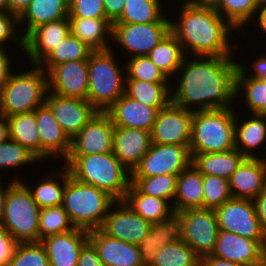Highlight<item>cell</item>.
<instances>
[{
	"label": "cell",
	"mask_w": 266,
	"mask_h": 266,
	"mask_svg": "<svg viewBox=\"0 0 266 266\" xmlns=\"http://www.w3.org/2000/svg\"><path fill=\"white\" fill-rule=\"evenodd\" d=\"M235 57L186 56L171 82L176 78L170 86L171 102L193 112L238 106L234 103Z\"/></svg>",
	"instance_id": "6da1fadb"
},
{
	"label": "cell",
	"mask_w": 266,
	"mask_h": 266,
	"mask_svg": "<svg viewBox=\"0 0 266 266\" xmlns=\"http://www.w3.org/2000/svg\"><path fill=\"white\" fill-rule=\"evenodd\" d=\"M181 4L180 19H170V31L178 39L186 56L237 55L234 50L236 44L231 41L232 32L236 29L215 8L197 6L186 0Z\"/></svg>",
	"instance_id": "7a4b0ae2"
},
{
	"label": "cell",
	"mask_w": 266,
	"mask_h": 266,
	"mask_svg": "<svg viewBox=\"0 0 266 266\" xmlns=\"http://www.w3.org/2000/svg\"><path fill=\"white\" fill-rule=\"evenodd\" d=\"M64 166L76 180L123 200L131 184V171L113 154L68 155Z\"/></svg>",
	"instance_id": "3957f363"
},
{
	"label": "cell",
	"mask_w": 266,
	"mask_h": 266,
	"mask_svg": "<svg viewBox=\"0 0 266 266\" xmlns=\"http://www.w3.org/2000/svg\"><path fill=\"white\" fill-rule=\"evenodd\" d=\"M116 200L103 190L72 177L66 167L62 207L75 228L87 231L100 229Z\"/></svg>",
	"instance_id": "277c9868"
},
{
	"label": "cell",
	"mask_w": 266,
	"mask_h": 266,
	"mask_svg": "<svg viewBox=\"0 0 266 266\" xmlns=\"http://www.w3.org/2000/svg\"><path fill=\"white\" fill-rule=\"evenodd\" d=\"M235 107L194 111L190 153H218L235 149Z\"/></svg>",
	"instance_id": "5b68a950"
},
{
	"label": "cell",
	"mask_w": 266,
	"mask_h": 266,
	"mask_svg": "<svg viewBox=\"0 0 266 266\" xmlns=\"http://www.w3.org/2000/svg\"><path fill=\"white\" fill-rule=\"evenodd\" d=\"M115 51L113 47L92 51L88 58L87 101L99 112L107 111L124 94L125 64L120 68Z\"/></svg>",
	"instance_id": "8992f818"
},
{
	"label": "cell",
	"mask_w": 266,
	"mask_h": 266,
	"mask_svg": "<svg viewBox=\"0 0 266 266\" xmlns=\"http://www.w3.org/2000/svg\"><path fill=\"white\" fill-rule=\"evenodd\" d=\"M48 92L47 73L39 66L12 73L0 88V115L10 117L35 111L45 104Z\"/></svg>",
	"instance_id": "52a82bcc"
},
{
	"label": "cell",
	"mask_w": 266,
	"mask_h": 266,
	"mask_svg": "<svg viewBox=\"0 0 266 266\" xmlns=\"http://www.w3.org/2000/svg\"><path fill=\"white\" fill-rule=\"evenodd\" d=\"M8 184L5 199L3 226L18 242H39L40 207L28 187L16 176ZM18 177V178H17ZM21 178V179H20Z\"/></svg>",
	"instance_id": "ba28073f"
},
{
	"label": "cell",
	"mask_w": 266,
	"mask_h": 266,
	"mask_svg": "<svg viewBox=\"0 0 266 266\" xmlns=\"http://www.w3.org/2000/svg\"><path fill=\"white\" fill-rule=\"evenodd\" d=\"M189 146L152 143L149 151L131 172V178H146L167 174L178 176L192 163Z\"/></svg>",
	"instance_id": "9c48e42d"
},
{
	"label": "cell",
	"mask_w": 266,
	"mask_h": 266,
	"mask_svg": "<svg viewBox=\"0 0 266 266\" xmlns=\"http://www.w3.org/2000/svg\"><path fill=\"white\" fill-rule=\"evenodd\" d=\"M183 224V241L202 259L214 251L219 225L214 209L178 211Z\"/></svg>",
	"instance_id": "30bf717a"
},
{
	"label": "cell",
	"mask_w": 266,
	"mask_h": 266,
	"mask_svg": "<svg viewBox=\"0 0 266 266\" xmlns=\"http://www.w3.org/2000/svg\"><path fill=\"white\" fill-rule=\"evenodd\" d=\"M219 230L260 241L266 247L264 235L257 215L255 202L231 197L215 209Z\"/></svg>",
	"instance_id": "8fae6325"
},
{
	"label": "cell",
	"mask_w": 266,
	"mask_h": 266,
	"mask_svg": "<svg viewBox=\"0 0 266 266\" xmlns=\"http://www.w3.org/2000/svg\"><path fill=\"white\" fill-rule=\"evenodd\" d=\"M169 31L170 22L112 24V43L126 51L127 58L147 56Z\"/></svg>",
	"instance_id": "7c38bea8"
},
{
	"label": "cell",
	"mask_w": 266,
	"mask_h": 266,
	"mask_svg": "<svg viewBox=\"0 0 266 266\" xmlns=\"http://www.w3.org/2000/svg\"><path fill=\"white\" fill-rule=\"evenodd\" d=\"M193 111L171 101L157 112L151 141L165 145H190Z\"/></svg>",
	"instance_id": "4fadbf2b"
},
{
	"label": "cell",
	"mask_w": 266,
	"mask_h": 266,
	"mask_svg": "<svg viewBox=\"0 0 266 266\" xmlns=\"http://www.w3.org/2000/svg\"><path fill=\"white\" fill-rule=\"evenodd\" d=\"M150 228L151 222L135 213L124 200H116L100 229L113 238L138 245Z\"/></svg>",
	"instance_id": "5bb4252c"
},
{
	"label": "cell",
	"mask_w": 266,
	"mask_h": 266,
	"mask_svg": "<svg viewBox=\"0 0 266 266\" xmlns=\"http://www.w3.org/2000/svg\"><path fill=\"white\" fill-rule=\"evenodd\" d=\"M45 104L59 125L72 139L99 111L87 100L47 92Z\"/></svg>",
	"instance_id": "9a60e30c"
},
{
	"label": "cell",
	"mask_w": 266,
	"mask_h": 266,
	"mask_svg": "<svg viewBox=\"0 0 266 266\" xmlns=\"http://www.w3.org/2000/svg\"><path fill=\"white\" fill-rule=\"evenodd\" d=\"M115 126L106 112H98L71 139L69 155H92L113 152Z\"/></svg>",
	"instance_id": "2e32d148"
},
{
	"label": "cell",
	"mask_w": 266,
	"mask_h": 266,
	"mask_svg": "<svg viewBox=\"0 0 266 266\" xmlns=\"http://www.w3.org/2000/svg\"><path fill=\"white\" fill-rule=\"evenodd\" d=\"M48 91L62 96L87 100L88 59L64 62L48 72Z\"/></svg>",
	"instance_id": "e0dca14e"
},
{
	"label": "cell",
	"mask_w": 266,
	"mask_h": 266,
	"mask_svg": "<svg viewBox=\"0 0 266 266\" xmlns=\"http://www.w3.org/2000/svg\"><path fill=\"white\" fill-rule=\"evenodd\" d=\"M70 33L68 18L45 23L33 28L24 37L23 53L30 64L38 65ZM32 64V65H31Z\"/></svg>",
	"instance_id": "ac0fdd59"
},
{
	"label": "cell",
	"mask_w": 266,
	"mask_h": 266,
	"mask_svg": "<svg viewBox=\"0 0 266 266\" xmlns=\"http://www.w3.org/2000/svg\"><path fill=\"white\" fill-rule=\"evenodd\" d=\"M211 255L243 266H258L266 255V247L258 240L219 230Z\"/></svg>",
	"instance_id": "d6986e66"
},
{
	"label": "cell",
	"mask_w": 266,
	"mask_h": 266,
	"mask_svg": "<svg viewBox=\"0 0 266 266\" xmlns=\"http://www.w3.org/2000/svg\"><path fill=\"white\" fill-rule=\"evenodd\" d=\"M36 122L40 135V160H57L63 157L65 161L70 153L71 139L46 104L36 109Z\"/></svg>",
	"instance_id": "ffe728a7"
},
{
	"label": "cell",
	"mask_w": 266,
	"mask_h": 266,
	"mask_svg": "<svg viewBox=\"0 0 266 266\" xmlns=\"http://www.w3.org/2000/svg\"><path fill=\"white\" fill-rule=\"evenodd\" d=\"M183 241V224L178 211H172L160 221L152 222L150 232L138 244L143 266H151L156 253L173 242Z\"/></svg>",
	"instance_id": "44dd1931"
},
{
	"label": "cell",
	"mask_w": 266,
	"mask_h": 266,
	"mask_svg": "<svg viewBox=\"0 0 266 266\" xmlns=\"http://www.w3.org/2000/svg\"><path fill=\"white\" fill-rule=\"evenodd\" d=\"M89 240V231L75 228L42 239L50 266H77L81 247Z\"/></svg>",
	"instance_id": "7402d4cb"
},
{
	"label": "cell",
	"mask_w": 266,
	"mask_h": 266,
	"mask_svg": "<svg viewBox=\"0 0 266 266\" xmlns=\"http://www.w3.org/2000/svg\"><path fill=\"white\" fill-rule=\"evenodd\" d=\"M151 144L149 131L124 127L114 129L113 154L131 172L149 151Z\"/></svg>",
	"instance_id": "603a6c76"
},
{
	"label": "cell",
	"mask_w": 266,
	"mask_h": 266,
	"mask_svg": "<svg viewBox=\"0 0 266 266\" xmlns=\"http://www.w3.org/2000/svg\"><path fill=\"white\" fill-rule=\"evenodd\" d=\"M89 240L105 266H143L138 245L113 238L101 229L89 231Z\"/></svg>",
	"instance_id": "cb8c5ba5"
},
{
	"label": "cell",
	"mask_w": 266,
	"mask_h": 266,
	"mask_svg": "<svg viewBox=\"0 0 266 266\" xmlns=\"http://www.w3.org/2000/svg\"><path fill=\"white\" fill-rule=\"evenodd\" d=\"M105 112L115 127L138 128L151 132L158 110L123 94Z\"/></svg>",
	"instance_id": "d4e9b609"
},
{
	"label": "cell",
	"mask_w": 266,
	"mask_h": 266,
	"mask_svg": "<svg viewBox=\"0 0 266 266\" xmlns=\"http://www.w3.org/2000/svg\"><path fill=\"white\" fill-rule=\"evenodd\" d=\"M266 187V165L259 158L246 157L229 179L234 198L255 200Z\"/></svg>",
	"instance_id": "484cf974"
},
{
	"label": "cell",
	"mask_w": 266,
	"mask_h": 266,
	"mask_svg": "<svg viewBox=\"0 0 266 266\" xmlns=\"http://www.w3.org/2000/svg\"><path fill=\"white\" fill-rule=\"evenodd\" d=\"M239 115L236 114L235 121V149L245 157L259 158L258 149L266 147V114H250L248 119H243L242 113Z\"/></svg>",
	"instance_id": "4316f807"
},
{
	"label": "cell",
	"mask_w": 266,
	"mask_h": 266,
	"mask_svg": "<svg viewBox=\"0 0 266 266\" xmlns=\"http://www.w3.org/2000/svg\"><path fill=\"white\" fill-rule=\"evenodd\" d=\"M70 33L92 51L107 50L112 45V23L107 18H68ZM111 44V45H110Z\"/></svg>",
	"instance_id": "83f0119b"
},
{
	"label": "cell",
	"mask_w": 266,
	"mask_h": 266,
	"mask_svg": "<svg viewBox=\"0 0 266 266\" xmlns=\"http://www.w3.org/2000/svg\"><path fill=\"white\" fill-rule=\"evenodd\" d=\"M69 16V0H32L18 17L19 26L25 37L33 28ZM23 25V26H22ZM26 25V27L24 26Z\"/></svg>",
	"instance_id": "f1b7e54d"
},
{
	"label": "cell",
	"mask_w": 266,
	"mask_h": 266,
	"mask_svg": "<svg viewBox=\"0 0 266 266\" xmlns=\"http://www.w3.org/2000/svg\"><path fill=\"white\" fill-rule=\"evenodd\" d=\"M192 166L202 175L219 176L230 179L246 158L239 150L218 153H191Z\"/></svg>",
	"instance_id": "f546056e"
},
{
	"label": "cell",
	"mask_w": 266,
	"mask_h": 266,
	"mask_svg": "<svg viewBox=\"0 0 266 266\" xmlns=\"http://www.w3.org/2000/svg\"><path fill=\"white\" fill-rule=\"evenodd\" d=\"M172 207L174 211L203 208V175L192 164L177 177Z\"/></svg>",
	"instance_id": "4dcf8cb0"
},
{
	"label": "cell",
	"mask_w": 266,
	"mask_h": 266,
	"mask_svg": "<svg viewBox=\"0 0 266 266\" xmlns=\"http://www.w3.org/2000/svg\"><path fill=\"white\" fill-rule=\"evenodd\" d=\"M171 81L186 57L181 44L169 31L147 55Z\"/></svg>",
	"instance_id": "1f68e13d"
},
{
	"label": "cell",
	"mask_w": 266,
	"mask_h": 266,
	"mask_svg": "<svg viewBox=\"0 0 266 266\" xmlns=\"http://www.w3.org/2000/svg\"><path fill=\"white\" fill-rule=\"evenodd\" d=\"M123 200L135 213L151 223L160 221L174 211L166 199L146 195L132 183Z\"/></svg>",
	"instance_id": "d6a6232c"
},
{
	"label": "cell",
	"mask_w": 266,
	"mask_h": 266,
	"mask_svg": "<svg viewBox=\"0 0 266 266\" xmlns=\"http://www.w3.org/2000/svg\"><path fill=\"white\" fill-rule=\"evenodd\" d=\"M170 86L171 82L125 80L124 94L159 111L171 101Z\"/></svg>",
	"instance_id": "836d02e7"
},
{
	"label": "cell",
	"mask_w": 266,
	"mask_h": 266,
	"mask_svg": "<svg viewBox=\"0 0 266 266\" xmlns=\"http://www.w3.org/2000/svg\"><path fill=\"white\" fill-rule=\"evenodd\" d=\"M9 139L29 149L40 159V135L36 122V110L6 117Z\"/></svg>",
	"instance_id": "e575fe53"
},
{
	"label": "cell",
	"mask_w": 266,
	"mask_h": 266,
	"mask_svg": "<svg viewBox=\"0 0 266 266\" xmlns=\"http://www.w3.org/2000/svg\"><path fill=\"white\" fill-rule=\"evenodd\" d=\"M238 97L244 98V101ZM242 102L244 106L247 105L246 108L250 114H266V82L262 79L245 77L237 70L235 76V104L239 103V106H242Z\"/></svg>",
	"instance_id": "d590c367"
},
{
	"label": "cell",
	"mask_w": 266,
	"mask_h": 266,
	"mask_svg": "<svg viewBox=\"0 0 266 266\" xmlns=\"http://www.w3.org/2000/svg\"><path fill=\"white\" fill-rule=\"evenodd\" d=\"M62 166L61 170L54 171L52 169L53 172L50 174L48 173L47 177H41L43 179L39 181L40 184L36 185V187L34 186L31 188L30 185H27L30 182L26 183L21 180L28 187L34 201L41 209L62 205L64 187L66 184V166Z\"/></svg>",
	"instance_id": "8d00e7d4"
},
{
	"label": "cell",
	"mask_w": 266,
	"mask_h": 266,
	"mask_svg": "<svg viewBox=\"0 0 266 266\" xmlns=\"http://www.w3.org/2000/svg\"><path fill=\"white\" fill-rule=\"evenodd\" d=\"M162 0H126L121 16L113 24L170 22ZM164 13V14H163Z\"/></svg>",
	"instance_id": "74e56055"
},
{
	"label": "cell",
	"mask_w": 266,
	"mask_h": 266,
	"mask_svg": "<svg viewBox=\"0 0 266 266\" xmlns=\"http://www.w3.org/2000/svg\"><path fill=\"white\" fill-rule=\"evenodd\" d=\"M261 3L262 0H220L215 11L239 31L256 19Z\"/></svg>",
	"instance_id": "f35d334b"
},
{
	"label": "cell",
	"mask_w": 266,
	"mask_h": 266,
	"mask_svg": "<svg viewBox=\"0 0 266 266\" xmlns=\"http://www.w3.org/2000/svg\"><path fill=\"white\" fill-rule=\"evenodd\" d=\"M92 50L71 33L38 65L47 73L53 66L64 62L88 59Z\"/></svg>",
	"instance_id": "ab89813d"
},
{
	"label": "cell",
	"mask_w": 266,
	"mask_h": 266,
	"mask_svg": "<svg viewBox=\"0 0 266 266\" xmlns=\"http://www.w3.org/2000/svg\"><path fill=\"white\" fill-rule=\"evenodd\" d=\"M151 266H201V258L184 241H177L162 247Z\"/></svg>",
	"instance_id": "60d3db41"
},
{
	"label": "cell",
	"mask_w": 266,
	"mask_h": 266,
	"mask_svg": "<svg viewBox=\"0 0 266 266\" xmlns=\"http://www.w3.org/2000/svg\"><path fill=\"white\" fill-rule=\"evenodd\" d=\"M177 177L176 175L167 174L146 178H131V183L142 193L166 199L172 205L176 193Z\"/></svg>",
	"instance_id": "b9f144b4"
},
{
	"label": "cell",
	"mask_w": 266,
	"mask_h": 266,
	"mask_svg": "<svg viewBox=\"0 0 266 266\" xmlns=\"http://www.w3.org/2000/svg\"><path fill=\"white\" fill-rule=\"evenodd\" d=\"M38 223L39 242L48 236L75 229L67 212L62 206L40 209Z\"/></svg>",
	"instance_id": "7bdbcfd3"
},
{
	"label": "cell",
	"mask_w": 266,
	"mask_h": 266,
	"mask_svg": "<svg viewBox=\"0 0 266 266\" xmlns=\"http://www.w3.org/2000/svg\"><path fill=\"white\" fill-rule=\"evenodd\" d=\"M41 160L29 149L14 140L8 139L0 143V170L23 168L28 164H35ZM25 165V166H24ZM23 166V167H21Z\"/></svg>",
	"instance_id": "ee69618b"
},
{
	"label": "cell",
	"mask_w": 266,
	"mask_h": 266,
	"mask_svg": "<svg viewBox=\"0 0 266 266\" xmlns=\"http://www.w3.org/2000/svg\"><path fill=\"white\" fill-rule=\"evenodd\" d=\"M125 80L170 82L166 75L146 55L127 58Z\"/></svg>",
	"instance_id": "f6af8a7d"
},
{
	"label": "cell",
	"mask_w": 266,
	"mask_h": 266,
	"mask_svg": "<svg viewBox=\"0 0 266 266\" xmlns=\"http://www.w3.org/2000/svg\"><path fill=\"white\" fill-rule=\"evenodd\" d=\"M231 197L228 179L203 175V208L215 210Z\"/></svg>",
	"instance_id": "bcb514c9"
},
{
	"label": "cell",
	"mask_w": 266,
	"mask_h": 266,
	"mask_svg": "<svg viewBox=\"0 0 266 266\" xmlns=\"http://www.w3.org/2000/svg\"><path fill=\"white\" fill-rule=\"evenodd\" d=\"M9 266H50L46 250L41 242L17 244Z\"/></svg>",
	"instance_id": "7dc6e473"
},
{
	"label": "cell",
	"mask_w": 266,
	"mask_h": 266,
	"mask_svg": "<svg viewBox=\"0 0 266 266\" xmlns=\"http://www.w3.org/2000/svg\"><path fill=\"white\" fill-rule=\"evenodd\" d=\"M68 18H106L103 0H69Z\"/></svg>",
	"instance_id": "c3c4849f"
},
{
	"label": "cell",
	"mask_w": 266,
	"mask_h": 266,
	"mask_svg": "<svg viewBox=\"0 0 266 266\" xmlns=\"http://www.w3.org/2000/svg\"><path fill=\"white\" fill-rule=\"evenodd\" d=\"M18 25V26H16ZM19 20L18 16L12 13H0V48H5L7 41L18 44L19 48H24V37L19 33ZM17 28V29H16ZM17 34V35H16Z\"/></svg>",
	"instance_id": "681fc988"
},
{
	"label": "cell",
	"mask_w": 266,
	"mask_h": 266,
	"mask_svg": "<svg viewBox=\"0 0 266 266\" xmlns=\"http://www.w3.org/2000/svg\"><path fill=\"white\" fill-rule=\"evenodd\" d=\"M18 242L0 225V266H9Z\"/></svg>",
	"instance_id": "f907efd6"
},
{
	"label": "cell",
	"mask_w": 266,
	"mask_h": 266,
	"mask_svg": "<svg viewBox=\"0 0 266 266\" xmlns=\"http://www.w3.org/2000/svg\"><path fill=\"white\" fill-rule=\"evenodd\" d=\"M258 56L259 57L257 58L253 57L255 59L254 61H252L253 63L251 64L250 67H248L247 64L245 63H241V60L237 59L238 70L245 77H251L254 79H262L266 82V53H264L263 55H258ZM250 71H251V74L249 73Z\"/></svg>",
	"instance_id": "816d5d0a"
},
{
	"label": "cell",
	"mask_w": 266,
	"mask_h": 266,
	"mask_svg": "<svg viewBox=\"0 0 266 266\" xmlns=\"http://www.w3.org/2000/svg\"><path fill=\"white\" fill-rule=\"evenodd\" d=\"M77 266H105L94 244L88 240L80 250Z\"/></svg>",
	"instance_id": "f5cc1de1"
},
{
	"label": "cell",
	"mask_w": 266,
	"mask_h": 266,
	"mask_svg": "<svg viewBox=\"0 0 266 266\" xmlns=\"http://www.w3.org/2000/svg\"><path fill=\"white\" fill-rule=\"evenodd\" d=\"M126 0H103L106 18L113 24L122 14Z\"/></svg>",
	"instance_id": "db71d44e"
},
{
	"label": "cell",
	"mask_w": 266,
	"mask_h": 266,
	"mask_svg": "<svg viewBox=\"0 0 266 266\" xmlns=\"http://www.w3.org/2000/svg\"><path fill=\"white\" fill-rule=\"evenodd\" d=\"M7 48H0V88L7 82L13 73L12 59L6 51Z\"/></svg>",
	"instance_id": "11a10c76"
},
{
	"label": "cell",
	"mask_w": 266,
	"mask_h": 266,
	"mask_svg": "<svg viewBox=\"0 0 266 266\" xmlns=\"http://www.w3.org/2000/svg\"><path fill=\"white\" fill-rule=\"evenodd\" d=\"M262 231L266 236V187L254 200Z\"/></svg>",
	"instance_id": "9f6ffc18"
},
{
	"label": "cell",
	"mask_w": 266,
	"mask_h": 266,
	"mask_svg": "<svg viewBox=\"0 0 266 266\" xmlns=\"http://www.w3.org/2000/svg\"><path fill=\"white\" fill-rule=\"evenodd\" d=\"M201 266H243V265L223 258L208 255L201 259Z\"/></svg>",
	"instance_id": "6f0895ef"
},
{
	"label": "cell",
	"mask_w": 266,
	"mask_h": 266,
	"mask_svg": "<svg viewBox=\"0 0 266 266\" xmlns=\"http://www.w3.org/2000/svg\"><path fill=\"white\" fill-rule=\"evenodd\" d=\"M32 0H7L8 13L20 16L24 10L30 5Z\"/></svg>",
	"instance_id": "680465c9"
},
{
	"label": "cell",
	"mask_w": 266,
	"mask_h": 266,
	"mask_svg": "<svg viewBox=\"0 0 266 266\" xmlns=\"http://www.w3.org/2000/svg\"><path fill=\"white\" fill-rule=\"evenodd\" d=\"M255 26L260 28V32L266 35V0H262L256 19Z\"/></svg>",
	"instance_id": "91938a15"
},
{
	"label": "cell",
	"mask_w": 266,
	"mask_h": 266,
	"mask_svg": "<svg viewBox=\"0 0 266 266\" xmlns=\"http://www.w3.org/2000/svg\"><path fill=\"white\" fill-rule=\"evenodd\" d=\"M9 139V125L6 117L0 115V143Z\"/></svg>",
	"instance_id": "94428289"
},
{
	"label": "cell",
	"mask_w": 266,
	"mask_h": 266,
	"mask_svg": "<svg viewBox=\"0 0 266 266\" xmlns=\"http://www.w3.org/2000/svg\"><path fill=\"white\" fill-rule=\"evenodd\" d=\"M1 180V178H0ZM8 186L0 181V224L4 213L5 199L7 195Z\"/></svg>",
	"instance_id": "6125c7cd"
},
{
	"label": "cell",
	"mask_w": 266,
	"mask_h": 266,
	"mask_svg": "<svg viewBox=\"0 0 266 266\" xmlns=\"http://www.w3.org/2000/svg\"><path fill=\"white\" fill-rule=\"evenodd\" d=\"M186 1L197 6H205L213 8H215L220 2V0H186Z\"/></svg>",
	"instance_id": "be15d7a7"
},
{
	"label": "cell",
	"mask_w": 266,
	"mask_h": 266,
	"mask_svg": "<svg viewBox=\"0 0 266 266\" xmlns=\"http://www.w3.org/2000/svg\"><path fill=\"white\" fill-rule=\"evenodd\" d=\"M0 13H8L7 0H0Z\"/></svg>",
	"instance_id": "e7e4bbea"
},
{
	"label": "cell",
	"mask_w": 266,
	"mask_h": 266,
	"mask_svg": "<svg viewBox=\"0 0 266 266\" xmlns=\"http://www.w3.org/2000/svg\"><path fill=\"white\" fill-rule=\"evenodd\" d=\"M264 149L265 150L263 153L265 154V156H264V154L261 153V155L259 156V159L266 165V147H264Z\"/></svg>",
	"instance_id": "03108f58"
},
{
	"label": "cell",
	"mask_w": 266,
	"mask_h": 266,
	"mask_svg": "<svg viewBox=\"0 0 266 266\" xmlns=\"http://www.w3.org/2000/svg\"><path fill=\"white\" fill-rule=\"evenodd\" d=\"M258 266H266V255H265L264 259L262 260V262Z\"/></svg>",
	"instance_id": "003e7915"
}]
</instances>
